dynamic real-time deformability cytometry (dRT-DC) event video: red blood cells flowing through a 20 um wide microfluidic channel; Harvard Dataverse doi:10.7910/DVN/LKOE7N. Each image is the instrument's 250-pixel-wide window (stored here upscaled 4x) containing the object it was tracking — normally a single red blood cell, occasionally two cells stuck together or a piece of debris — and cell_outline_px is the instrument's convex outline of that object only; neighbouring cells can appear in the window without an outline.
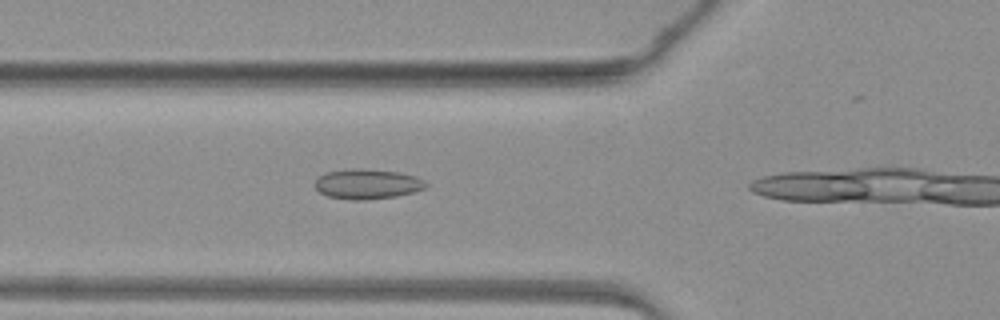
{"species": "common noctule bat (a hibernating species)", "species_latin": "Nyctalus noctula", "temperature_condition": "warm", "stored_images_in_passage": 6, "camera_frame_rate_fps": 3000, "um_per_image_px": 0.085, "animal": {"sex": "female", "body_mass_g": 19.3, "forearm_length_mm": 54.1}, "frame": {"image": 1, "passage_image": 5, "time_ms": 1.333, "image_size_px": [1000, 320], "cell_outline_px": [[428, 184], [424, 188], [412, 192], [396, 196], [364, 200], [352, 200], [328, 196], [320, 192], [312, 184], [316, 176], [324, 172], [352, 168], [364, 168], [400, 172], [416, 176], [424, 180]], "centroid_in_image_um": [31.16, 15.62], "position_along_channel_um": 94.6, "area_um2": 19.71}}